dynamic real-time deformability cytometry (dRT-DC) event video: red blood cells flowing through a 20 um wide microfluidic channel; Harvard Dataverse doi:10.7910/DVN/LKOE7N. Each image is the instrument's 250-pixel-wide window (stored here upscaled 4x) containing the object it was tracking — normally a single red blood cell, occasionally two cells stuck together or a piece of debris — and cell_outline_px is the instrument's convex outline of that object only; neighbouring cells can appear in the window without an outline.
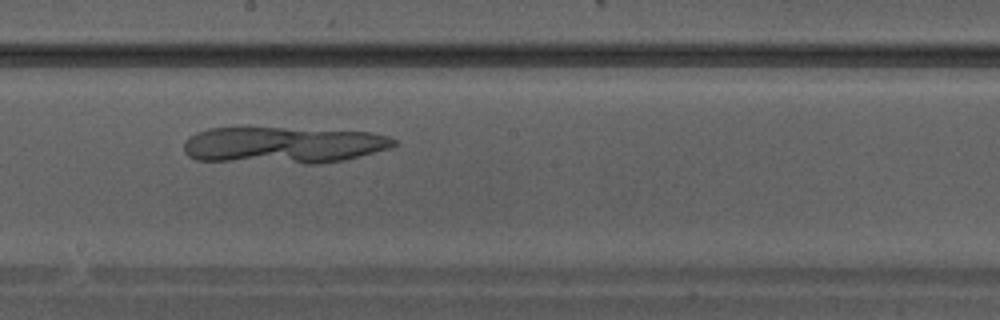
{"species": "Egyptian fruit bat (a non-hibernating species)", "species_latin": "Rousettus aegyptiacus", "temperature_condition": "warm", "stored_images_in_passage": 15, "camera_frame_rate_fps": 3000, "um_per_image_px": 0.085, "animal": {"sex": "male"}, "frame": {"image": 1, "passage_image": 13, "time_ms": 4.0, "image_size_px": [1000, 320], "cell_outline_px": [[400, 144], [392, 148], [344, 160], [320, 164], [304, 164], [196, 160], [188, 156], [184, 152], [184, 144], [196, 132], [208, 128], [248, 124], [372, 132], [388, 136], [396, 140]], "centroid_in_image_um": [24.08, 12.28], "position_along_channel_um": 224.1, "area_um2": 46.99}}
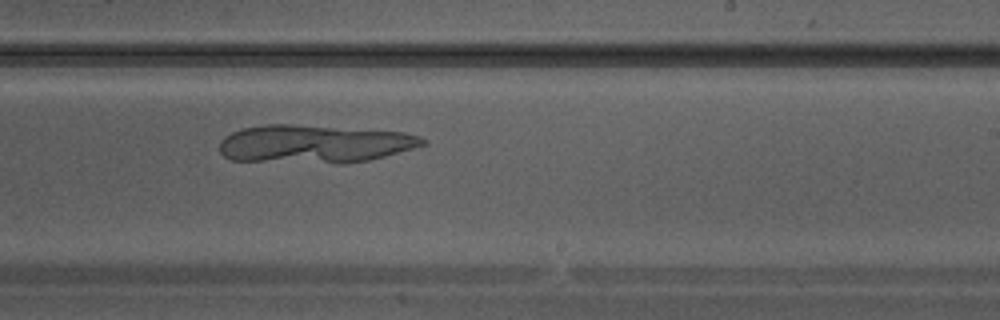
{"frame": {"image": 2, "passage_image": 15, "time_ms": 4.667, "image_size_px": [1000, 320], "cell_outline_px": [[428, 144], [384, 156], [368, 160], [344, 164], [336, 164], [232, 160], [224, 156], [220, 152], [220, 140], [224, 136], [232, 132], [244, 128], [264, 124], [292, 124], [404, 132], [420, 136], [428, 140]], "centroid_in_image_um": [26.72, 12.24], "position_along_channel_um": 262.3, "area_um2": 45.49}}